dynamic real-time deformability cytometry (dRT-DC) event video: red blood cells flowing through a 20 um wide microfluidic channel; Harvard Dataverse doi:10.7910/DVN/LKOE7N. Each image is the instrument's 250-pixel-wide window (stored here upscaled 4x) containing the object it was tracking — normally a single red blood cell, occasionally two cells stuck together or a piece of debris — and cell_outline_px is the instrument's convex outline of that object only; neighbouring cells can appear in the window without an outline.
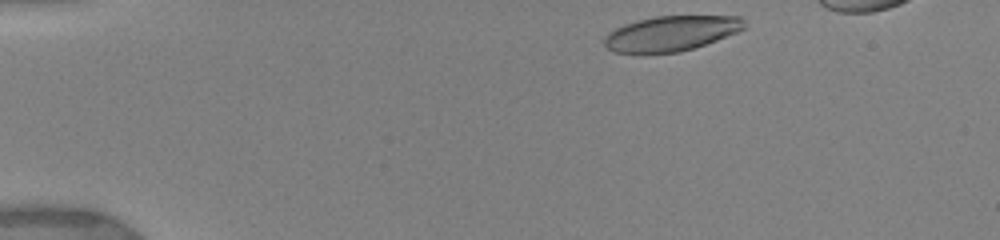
{"species": "human", "species_latin": "Homo sapiens", "temperature_condition": "warm", "stored_images_in_passage": 18, "camera_frame_rate_fps": 3000, "um_per_image_px": 0.085, "donor": {"sex": "female"}, "frame": {"image": 1, "passage_image": 2, "time_ms": 0.333, "image_size_px": [1000, 240], "cell_outline_px": [[744, 28], [736, 32], [716, 40], [680, 52], [644, 56], [612, 52], [604, 44], [604, 36], [608, 32], [624, 24], [656, 16], [740, 16], [744, 20]], "centroid_in_image_um": [56.95, 2.88], "position_along_channel_um": 28.0, "area_um2": 29.13}}
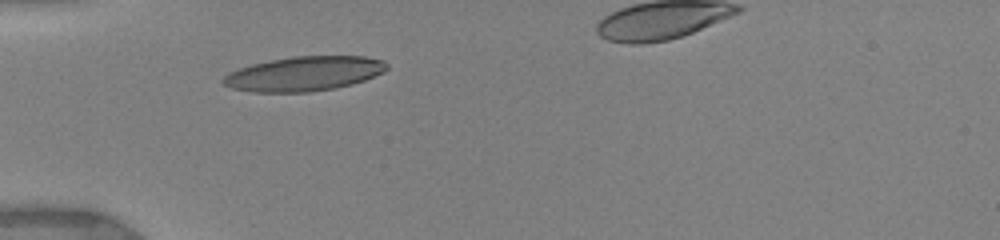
{"frame": {"image": 2, "passage_image": 7, "time_ms": 3.0, "image_size_px": [1000, 240], "cell_outline_px": [[388, 68], [384, 72], [364, 80], [352, 84], [312, 92], [252, 92], [232, 88], [224, 84], [220, 80], [228, 72], [252, 64], [292, 56], [364, 56], [384, 60], [388, 64]], "centroid_in_image_um": [25.85, 6.26], "position_along_channel_um": 59.1, "area_um2": 32.95}}
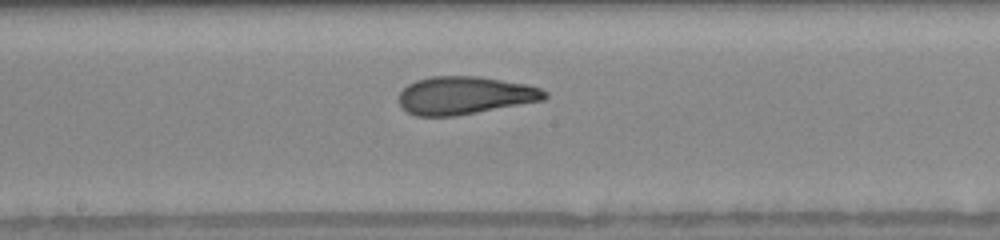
{"frame": {"image": 3, "passage_image": 15, "time_ms": 7.0, "image_size_px": [1000, 240], "cell_outline_px": [[548, 96], [544, 100], [456, 116], [416, 116], [408, 112], [400, 104], [400, 92], [408, 84], [416, 80], [432, 76], [480, 76], [528, 84], [540, 88], [548, 92]], "centroid_in_image_um": [39.54, 8.1], "position_along_channel_um": 208.7, "area_um2": 32.25}}